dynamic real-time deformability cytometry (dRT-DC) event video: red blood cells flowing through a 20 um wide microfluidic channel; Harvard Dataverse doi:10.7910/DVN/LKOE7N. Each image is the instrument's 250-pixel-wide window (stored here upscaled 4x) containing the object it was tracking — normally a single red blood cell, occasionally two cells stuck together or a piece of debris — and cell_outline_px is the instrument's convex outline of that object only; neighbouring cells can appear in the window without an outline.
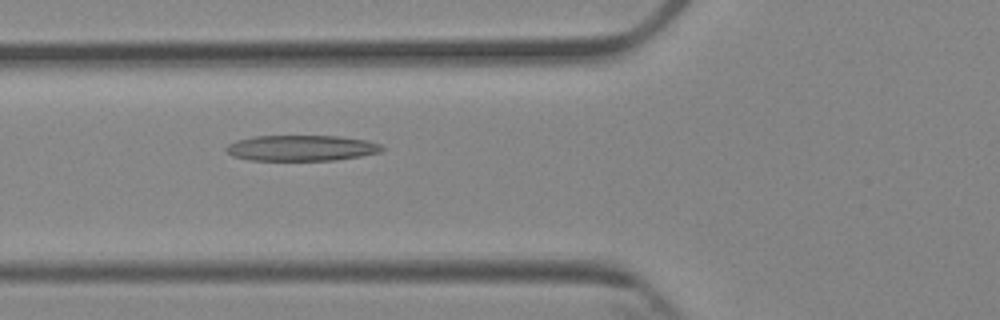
{"species": "Egyptian fruit bat (a non-hibernating species)", "species_latin": "Rousettus aegyptiacus", "temperature_condition": "cold", "stored_images_in_passage": 6, "camera_frame_rate_fps": 3000, "um_per_image_px": 0.085, "animal": {"sex": "female"}, "frame": {"image": 1, "passage_image": 6, "time_ms": 6.333, "image_size_px": [1000, 320], "cell_outline_px": [[384, 148], [380, 152], [360, 156], [336, 160], [248, 160], [232, 156], [224, 148], [228, 144], [236, 140], [252, 136], [340, 136], [364, 140], [380, 144]], "centroid_in_image_um": [25.58, 12.58], "position_along_channel_um": 100.2, "area_um2": 23.35}}